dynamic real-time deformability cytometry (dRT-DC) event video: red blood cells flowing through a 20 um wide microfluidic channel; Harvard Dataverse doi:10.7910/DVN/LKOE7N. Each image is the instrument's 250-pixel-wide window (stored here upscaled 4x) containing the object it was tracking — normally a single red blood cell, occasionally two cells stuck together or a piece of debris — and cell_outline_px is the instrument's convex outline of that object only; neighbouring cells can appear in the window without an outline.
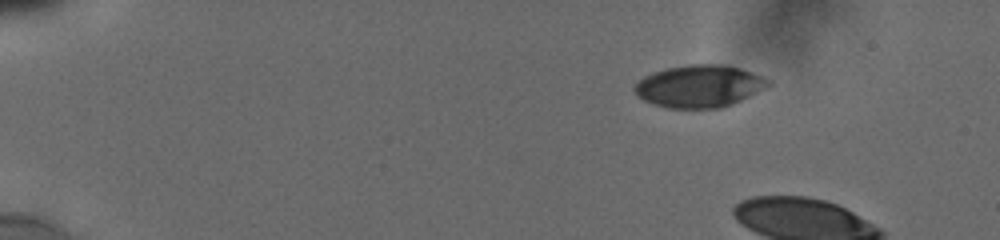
{"species": "human", "species_latin": "Homo sapiens", "temperature_condition": "cold", "stored_images_in_passage": 4, "camera_frame_rate_fps": 3000, "um_per_image_px": 0.085, "donor": {"sex": "male"}, "frame": {"image": 1, "passage_image": 1, "time_ms": 0.0, "image_size_px": [1000, 240], "cell_outline_px": [[772, 84], [740, 100], [720, 108], [668, 108], [652, 104], [644, 100], [632, 88], [644, 76], [652, 72], [664, 68], [688, 64], [728, 64], [752, 72], [772, 80]], "centroid_in_image_um": [59.44, 7.3], "position_along_channel_um": 25.6, "area_um2": 33.0}}